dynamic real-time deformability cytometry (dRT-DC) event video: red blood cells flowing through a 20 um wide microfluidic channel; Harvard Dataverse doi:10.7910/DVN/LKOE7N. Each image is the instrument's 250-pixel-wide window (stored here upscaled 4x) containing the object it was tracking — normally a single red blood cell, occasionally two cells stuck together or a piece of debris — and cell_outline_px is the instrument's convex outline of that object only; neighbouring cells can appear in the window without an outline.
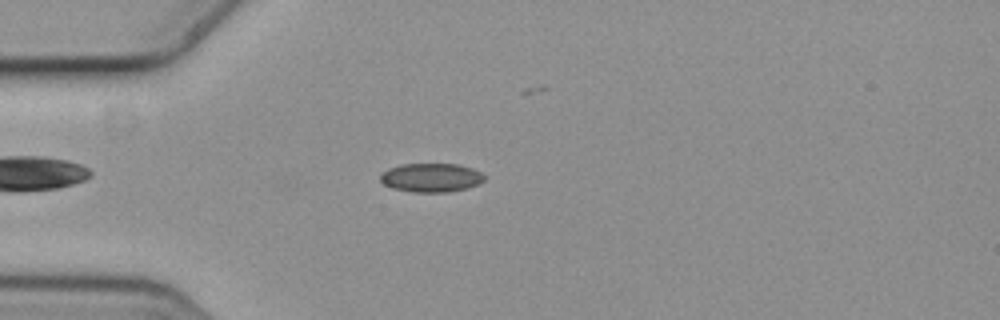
{"species": "common noctule bat (a hibernating species)", "species_latin": "Nyctalus noctula", "temperature_condition": "cold", "stored_images_in_passage": 1, "camera_frame_rate_fps": 3000, "um_per_image_px": 0.085, "animal": {"sex": "female", "body_mass_g": 19.3, "forearm_length_mm": 54.1}, "frame": {"image": 1, "passage_image": 1, "time_ms": 0.0, "image_size_px": [1000, 320], "cell_outline_px": [[484, 180], [476, 184], [464, 188], [448, 192], [412, 192], [392, 188], [384, 184], [380, 180], [380, 172], [388, 168], [400, 164], [456, 164], [472, 168], [480, 172], [484, 176]], "centroid_in_image_um": [36.58, 15.09], "position_along_channel_um": 48.4, "area_um2": 17.4}}